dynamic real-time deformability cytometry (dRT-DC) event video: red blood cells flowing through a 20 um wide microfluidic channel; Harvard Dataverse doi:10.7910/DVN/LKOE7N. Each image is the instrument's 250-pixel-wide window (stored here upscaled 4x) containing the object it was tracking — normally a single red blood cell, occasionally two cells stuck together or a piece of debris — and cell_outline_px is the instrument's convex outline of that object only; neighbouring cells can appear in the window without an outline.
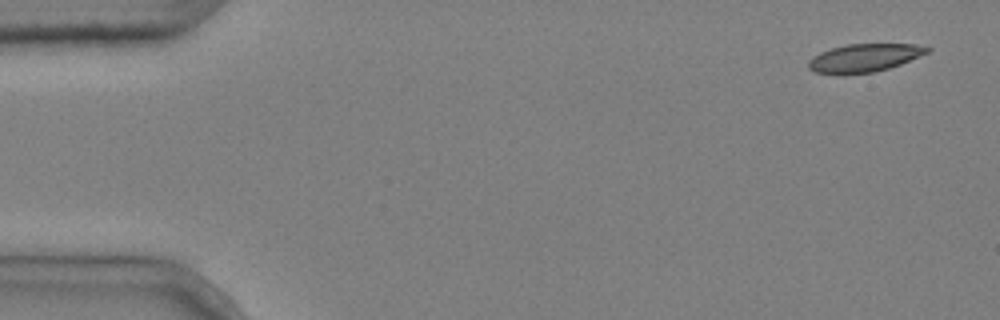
{"species": "common noctule bat (a hibernating species)", "species_latin": "Nyctalus noctula", "temperature_condition": "cold", "stored_images_in_passage": 3, "camera_frame_rate_fps": 3000, "um_per_image_px": 0.085, "animal": {"sex": "male", "body_mass_g": 20.4}, "frame": {"image": 1, "passage_image": 1, "time_ms": 0.0, "image_size_px": [1000, 320], "cell_outline_px": [[932, 48], [928, 52], [900, 64], [888, 68], [872, 72], [844, 76], [816, 72], [808, 68], [808, 60], [812, 56], [820, 52], [832, 48], [848, 44], [916, 44]], "centroid_in_image_um": [73.41, 4.94], "position_along_channel_um": 11.6, "area_um2": 19.59}}